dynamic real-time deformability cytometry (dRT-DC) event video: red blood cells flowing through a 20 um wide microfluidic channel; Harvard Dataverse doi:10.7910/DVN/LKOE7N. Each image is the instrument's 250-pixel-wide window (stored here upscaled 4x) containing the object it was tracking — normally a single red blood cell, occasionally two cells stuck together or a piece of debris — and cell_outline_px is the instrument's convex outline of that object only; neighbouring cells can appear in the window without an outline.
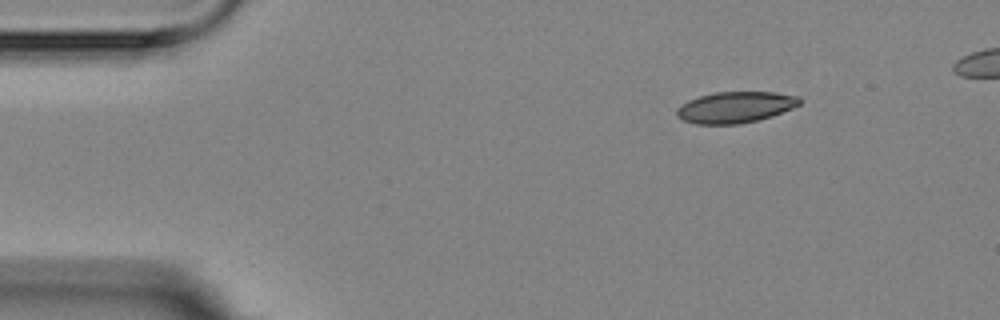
{"species": "Egyptian fruit bat (a non-hibernating species)", "species_latin": "Rousettus aegyptiacus", "temperature_condition": "room temperature", "stored_images_in_passage": 2, "camera_frame_rate_fps": 3000, "um_per_image_px": 0.085, "animal": {"sex": "female"}, "frame": {"image": 1, "passage_image": 2, "time_ms": 1.333, "image_size_px": [1000, 320], "cell_outline_px": [[800, 104], [792, 108], [772, 116], [740, 124], [696, 124], [684, 120], [676, 116], [676, 108], [688, 100], [700, 96], [716, 92], [776, 92], [800, 96]], "centroid_in_image_um": [62.5, 9.11], "position_along_channel_um": 22.5, "area_um2": 22.31}}